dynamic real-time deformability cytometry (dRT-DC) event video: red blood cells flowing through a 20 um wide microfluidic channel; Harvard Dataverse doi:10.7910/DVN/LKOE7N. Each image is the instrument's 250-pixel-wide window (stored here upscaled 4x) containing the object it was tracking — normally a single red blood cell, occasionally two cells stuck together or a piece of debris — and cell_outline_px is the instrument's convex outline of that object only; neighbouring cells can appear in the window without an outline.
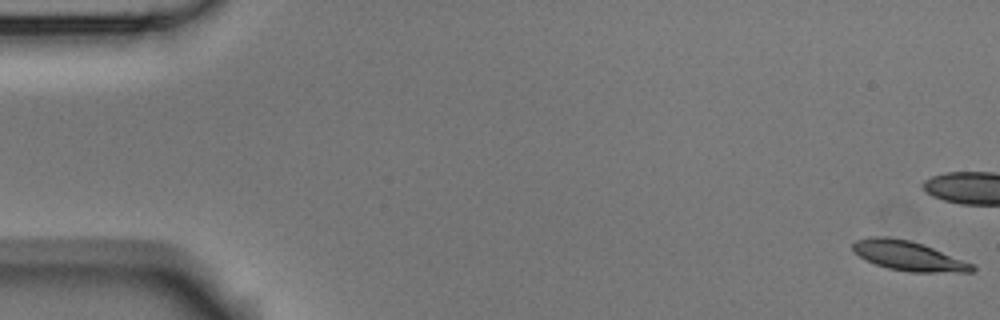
{"species": "Egyptian fruit bat (a non-hibernating species)", "species_latin": "Rousettus aegyptiacus", "temperature_condition": "room temperature", "stored_images_in_passage": 17, "camera_frame_rate_fps": 3000, "um_per_image_px": 0.085, "animal": {"sex": "male"}, "frame": {"image": 1, "passage_image": 1, "time_ms": 0.0, "image_size_px": [1000, 320], "cell_outline_px": [[976, 268], [972, 272], [912, 272], [888, 268], [864, 260], [852, 248], [852, 244], [856, 240], [868, 236], [888, 236], [908, 240], [924, 244], [972, 264]], "centroid_in_image_um": [77.18, 21.73], "position_along_channel_um": 7.8, "area_um2": 20.46}}